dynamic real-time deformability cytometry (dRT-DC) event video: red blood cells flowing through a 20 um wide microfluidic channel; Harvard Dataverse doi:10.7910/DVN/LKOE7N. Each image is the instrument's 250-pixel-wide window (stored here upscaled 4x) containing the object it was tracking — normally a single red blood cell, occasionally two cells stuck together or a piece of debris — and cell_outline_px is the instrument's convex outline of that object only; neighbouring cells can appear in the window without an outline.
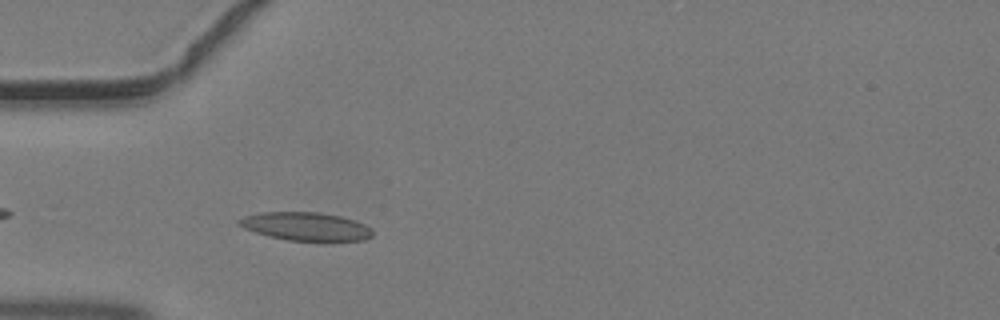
{"species": "common noctule bat (a hibernating species)", "species_latin": "Nyctalus noctula", "temperature_condition": "warm", "stored_images_in_passage": 31, "camera_frame_rate_fps": 3000, "um_per_image_px": 0.085, "animal": {"sex": "male", "body_mass_g": 19.2, "forearm_length_mm": 51.8}, "frame": {"image": 1, "passage_image": 3, "time_ms": 0.667, "image_size_px": [1000, 320], "cell_outline_px": [[372, 236], [364, 240], [332, 244], [288, 240], [268, 236], [244, 228], [236, 224], [236, 220], [244, 216], [260, 212], [320, 212], [340, 216], [364, 224], [372, 228]], "centroid_in_image_um": [26.04, 19.29], "position_along_channel_um": 59.0, "area_um2": 22.95}}
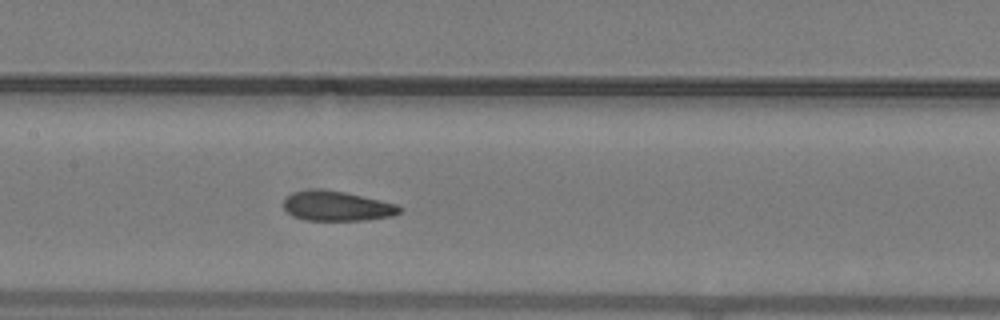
{"frame": {"image": 2, "passage_image": 11, "time_ms": 3.333, "image_size_px": [1000, 320], "cell_outline_px": [[404, 208], [400, 212], [392, 216], [368, 220], [304, 220], [292, 216], [284, 208], [284, 200], [292, 192], [316, 188], [344, 192], [380, 200], [396, 204]], "centroid_in_image_um": [28.64, 17.52], "position_along_channel_um": 178.8, "area_um2": 20.17}}
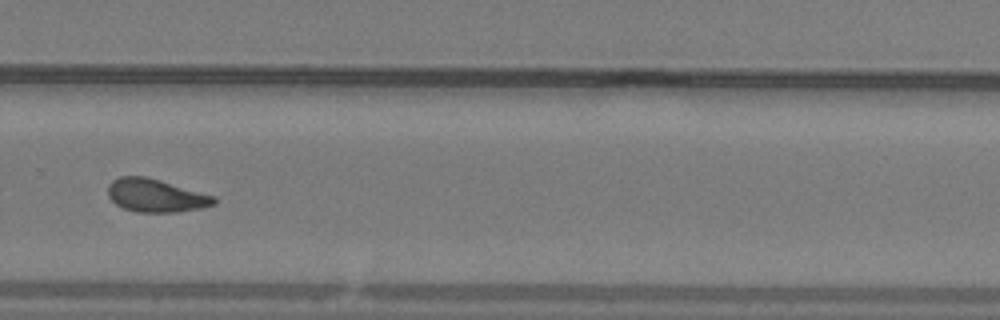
{"frame": {"image": 3, "passage_image": 20, "time_ms": 6.333, "image_size_px": [1000, 320], "cell_outline_px": [[216, 204], [204, 208], [176, 212], [136, 212], [124, 208], [116, 204], [108, 196], [108, 184], [112, 180], [120, 176], [144, 176], [160, 180], [216, 196]], "centroid_in_image_um": [13.26, 16.62], "position_along_channel_um": 316.5, "area_um2": 20.58}}